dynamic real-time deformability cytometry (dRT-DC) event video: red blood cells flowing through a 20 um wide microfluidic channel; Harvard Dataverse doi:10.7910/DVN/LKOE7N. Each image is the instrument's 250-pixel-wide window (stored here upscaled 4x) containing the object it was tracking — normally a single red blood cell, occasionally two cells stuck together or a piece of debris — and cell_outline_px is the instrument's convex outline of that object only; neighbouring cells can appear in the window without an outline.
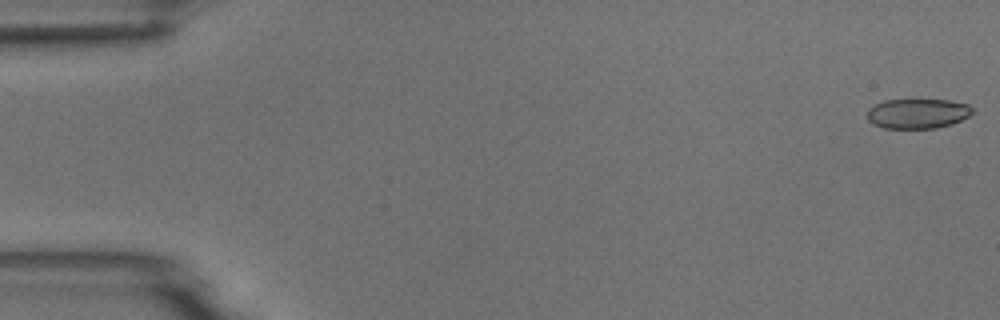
{"species": "common noctule bat (a hibernating species)", "species_latin": "Nyctalus noctula", "temperature_condition": "room temperature", "stored_images_in_passage": 6, "camera_frame_rate_fps": 3000, "um_per_image_px": 0.085, "animal": {"sex": "male", "body_mass_g": 18.8}, "frame": {"image": 1, "passage_image": 1, "time_ms": 0.0, "image_size_px": [1000, 320], "cell_outline_px": [[972, 112], [968, 116], [952, 124], [936, 128], [884, 128], [872, 124], [868, 120], [868, 108], [884, 100], [912, 96], [948, 100], [968, 104], [972, 108]], "centroid_in_image_um": [77.97, 9.59], "position_along_channel_um": 7.0, "area_um2": 19.13}}
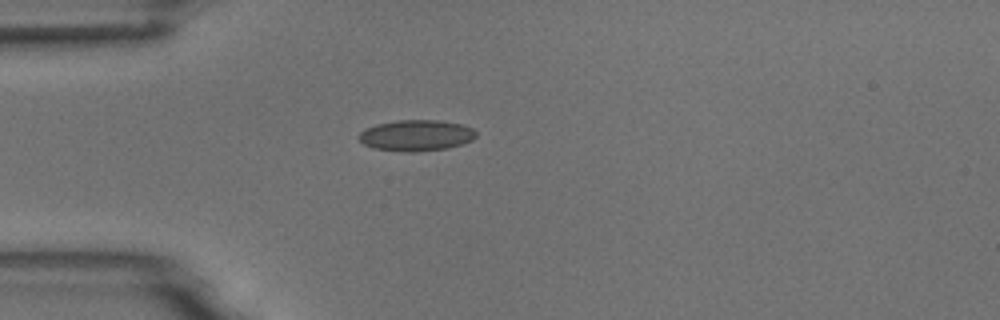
{"frame": {"image": 2, "passage_image": 5, "time_ms": 4.667, "image_size_px": [1000, 320], "cell_outline_px": [[476, 136], [472, 140], [448, 148], [416, 152], [408, 152], [372, 148], [364, 144], [356, 136], [364, 128], [376, 124], [396, 120], [436, 120], [460, 124], [472, 128], [476, 132]], "centroid_in_image_um": [35.33, 11.51], "position_along_channel_um": 49.7, "area_um2": 21.27}}